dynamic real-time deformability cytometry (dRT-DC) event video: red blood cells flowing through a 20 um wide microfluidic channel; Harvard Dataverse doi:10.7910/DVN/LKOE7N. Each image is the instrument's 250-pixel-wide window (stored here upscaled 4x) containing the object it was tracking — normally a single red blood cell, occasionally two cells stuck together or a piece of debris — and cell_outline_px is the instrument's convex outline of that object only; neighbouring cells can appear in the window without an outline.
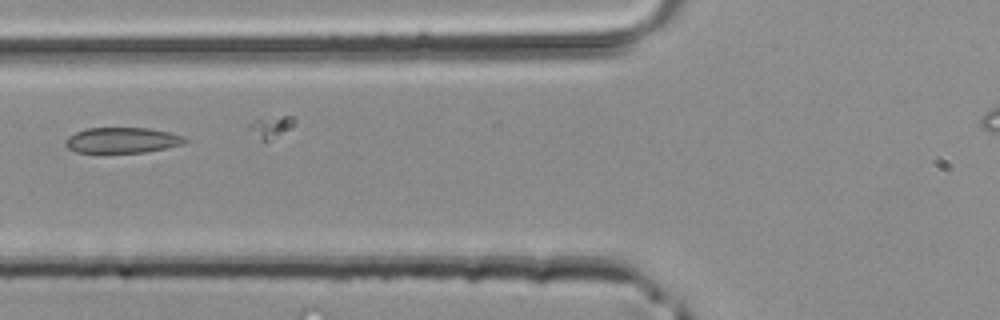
{"species": "common noctule bat (a hibernating species)", "species_latin": "Nyctalus noctula", "temperature_condition": "room temperature", "stored_images_in_passage": 25, "camera_frame_rate_fps": 3000, "um_per_image_px": 0.085, "animal": {"sex": "male", "body_mass_g": 20.4}, "frame": {"image": 1, "passage_image": 8, "time_ms": 2.333, "image_size_px": [1000, 320], "cell_outline_px": [[188, 140], [180, 144], [164, 148], [144, 152], [76, 152], [68, 148], [64, 144], [64, 140], [68, 136], [76, 132], [88, 128], [148, 128], [168, 132], [184, 136]], "centroid_in_image_um": [10.34, 11.91], "position_along_channel_um": 115.5, "area_um2": 17.57}}